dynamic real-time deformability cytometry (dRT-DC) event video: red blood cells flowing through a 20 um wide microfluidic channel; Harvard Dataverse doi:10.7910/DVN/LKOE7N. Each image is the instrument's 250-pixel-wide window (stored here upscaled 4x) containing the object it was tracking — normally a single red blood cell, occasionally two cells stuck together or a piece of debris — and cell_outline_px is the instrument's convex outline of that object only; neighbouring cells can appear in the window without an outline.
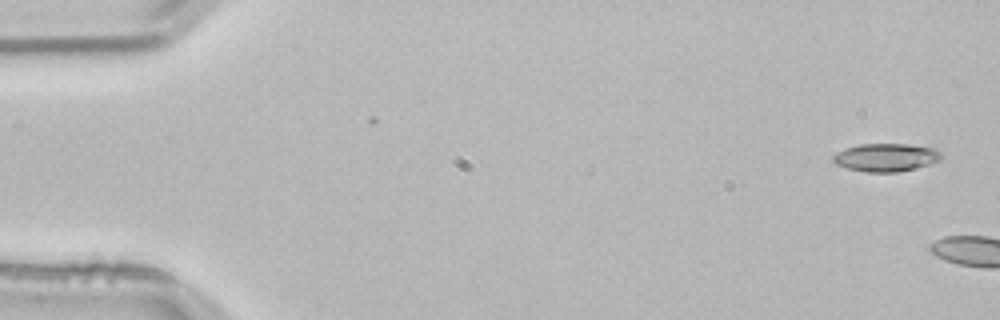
{"species": "common noctule bat (a hibernating species)", "species_latin": "Nyctalus noctula", "temperature_condition": "room temperature", "stored_images_in_passage": 4, "camera_frame_rate_fps": 3000, "um_per_image_px": 0.085, "animal": {"sex": "male", "body_mass_g": 21.5, "forearm_length_mm": 52.0}, "frame": {"image": 1, "passage_image": 1, "time_ms": 0.0, "image_size_px": [1000, 320], "cell_outline_px": [[940, 160], [916, 168], [896, 172], [868, 172], [848, 168], [836, 164], [832, 160], [832, 156], [836, 152], [844, 148], [860, 144], [908, 144], [932, 148], [940, 152]], "centroid_in_image_um": [75.25, 13.37], "position_along_channel_um": 9.7, "area_um2": 17.51}}